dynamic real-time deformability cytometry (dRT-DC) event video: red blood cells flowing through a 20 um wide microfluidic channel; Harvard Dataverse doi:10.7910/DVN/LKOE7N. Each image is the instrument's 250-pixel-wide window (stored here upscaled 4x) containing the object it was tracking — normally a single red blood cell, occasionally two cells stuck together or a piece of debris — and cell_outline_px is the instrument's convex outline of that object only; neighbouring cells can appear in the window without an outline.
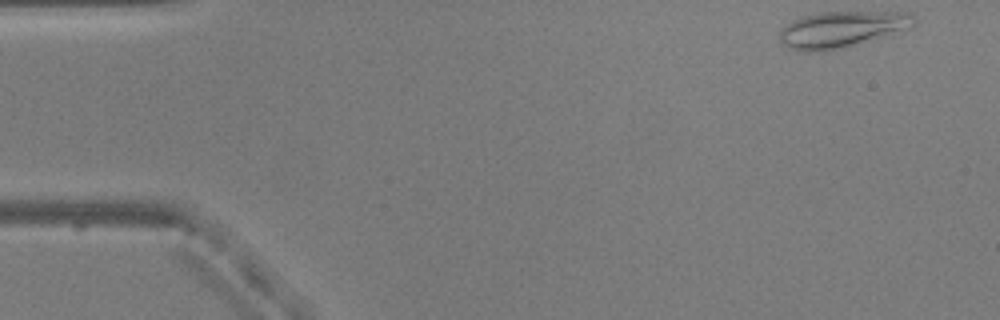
{"species": "common noctule bat (a hibernating species)", "species_latin": "Nyctalus noctula", "temperature_condition": "warm", "stored_images_in_passage": 10, "camera_frame_rate_fps": 3000, "um_per_image_px": 0.085, "animal": {"sex": "male", "body_mass_g": 20.5, "forearm_length_mm": 52.5}, "frame": {"image": 1, "passage_image": 1, "time_ms": 0.0, "image_size_px": [1000, 320], "cell_outline_px": [[916, 20], [912, 28], [836, 48], [820, 52], [808, 52], [788, 48], [780, 40], [780, 32], [792, 20], [804, 16], [820, 12], [908, 12]], "centroid_in_image_um": [71.54, 2.47], "position_along_channel_um": 13.5, "area_um2": 27.63}}